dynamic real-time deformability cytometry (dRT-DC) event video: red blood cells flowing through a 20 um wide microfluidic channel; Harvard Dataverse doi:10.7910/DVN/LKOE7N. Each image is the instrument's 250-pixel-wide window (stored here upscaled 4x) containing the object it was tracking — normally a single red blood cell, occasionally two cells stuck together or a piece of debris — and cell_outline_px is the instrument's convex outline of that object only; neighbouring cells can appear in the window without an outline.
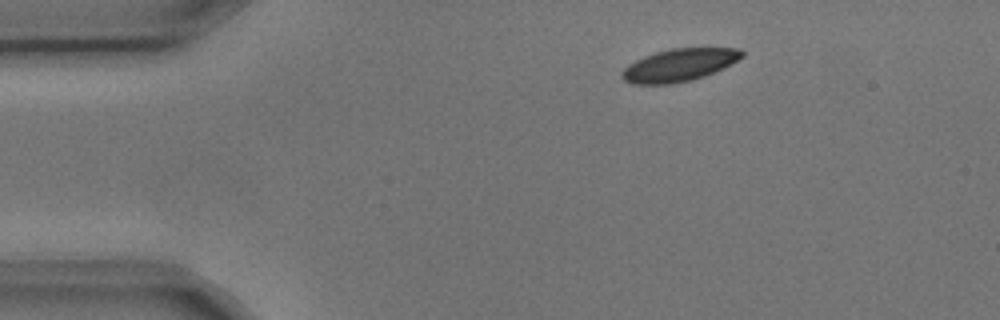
{"species": "common noctule bat (a hibernating species)", "species_latin": "Nyctalus noctula", "temperature_condition": "cold", "stored_images_in_passage": 2, "camera_frame_rate_fps": 3000, "um_per_image_px": 0.085, "animal": {"sex": "male", "body_mass_g": 17.9, "forearm_length_mm": 54.2}, "frame": {"image": 1, "passage_image": 1, "time_ms": 0.0, "image_size_px": [1000, 320], "cell_outline_px": [[744, 56], [724, 68], [704, 76], [692, 80], [672, 84], [632, 84], [624, 80], [620, 76], [620, 72], [628, 64], [644, 56], [656, 52], [672, 48], [740, 48], [744, 52]], "centroid_in_image_um": [57.72, 5.53], "position_along_channel_um": 27.3, "area_um2": 22.89}}